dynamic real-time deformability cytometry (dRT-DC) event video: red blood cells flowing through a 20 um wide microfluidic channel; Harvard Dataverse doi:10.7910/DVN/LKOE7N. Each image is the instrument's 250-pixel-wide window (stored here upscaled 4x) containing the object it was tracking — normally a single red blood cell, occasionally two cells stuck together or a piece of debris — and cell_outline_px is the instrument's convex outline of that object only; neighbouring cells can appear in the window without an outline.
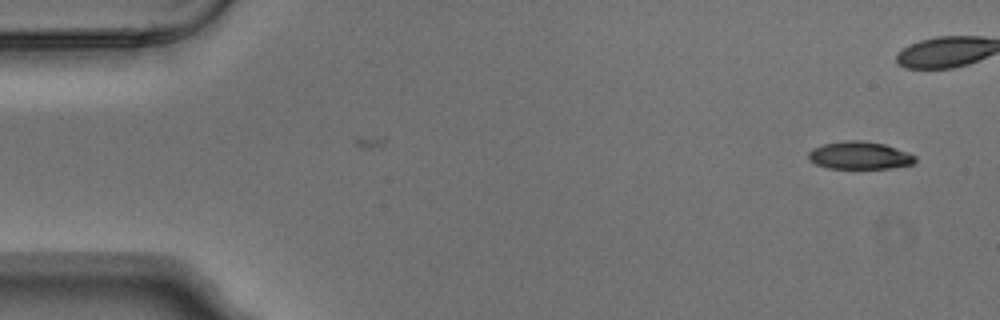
{"species": "Egyptian fruit bat (a non-hibernating species)", "species_latin": "Rousettus aegyptiacus", "temperature_condition": "warm", "stored_images_in_passage": 2, "camera_frame_rate_fps": 3000, "um_per_image_px": 0.085, "animal": {"sex": "male"}, "frame": {"image": 1, "passage_image": 2, "time_ms": 0.333, "image_size_px": [1000, 320], "cell_outline_px": [[916, 160], [912, 164], [888, 168], [828, 168], [816, 164], [808, 160], [808, 152], [812, 148], [824, 144], [844, 140], [860, 140], [884, 144], [908, 152], [916, 156]], "centroid_in_image_um": [73.04, 13.2], "position_along_channel_um": 12.0, "area_um2": 17.17}}